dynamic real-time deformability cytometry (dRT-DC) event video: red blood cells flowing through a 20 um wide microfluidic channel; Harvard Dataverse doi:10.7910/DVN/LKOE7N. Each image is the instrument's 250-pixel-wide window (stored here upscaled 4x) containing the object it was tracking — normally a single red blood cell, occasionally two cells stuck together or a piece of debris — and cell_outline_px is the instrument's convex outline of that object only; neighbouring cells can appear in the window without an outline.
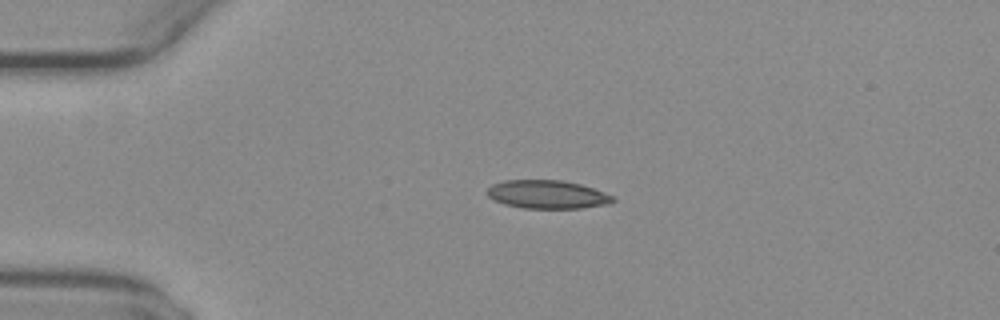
{"species": "common noctule bat (a hibernating species)", "species_latin": "Nyctalus noctula", "temperature_condition": "warm", "stored_images_in_passage": 4, "camera_frame_rate_fps": 3000, "um_per_image_px": 0.085, "animal": {"sex": "female", "body_mass_g": 29.2, "forearm_length_mm": 56.3}, "frame": {"image": 1, "passage_image": 1, "time_ms": 0.0, "image_size_px": [1000, 320], "cell_outline_px": [[616, 200], [612, 204], [580, 208], [524, 208], [504, 204], [492, 200], [484, 192], [492, 184], [504, 180], [564, 180], [580, 184], [604, 192], [612, 196]], "centroid_in_image_um": [46.5, 16.53], "position_along_channel_um": 38.5, "area_um2": 20.98}}